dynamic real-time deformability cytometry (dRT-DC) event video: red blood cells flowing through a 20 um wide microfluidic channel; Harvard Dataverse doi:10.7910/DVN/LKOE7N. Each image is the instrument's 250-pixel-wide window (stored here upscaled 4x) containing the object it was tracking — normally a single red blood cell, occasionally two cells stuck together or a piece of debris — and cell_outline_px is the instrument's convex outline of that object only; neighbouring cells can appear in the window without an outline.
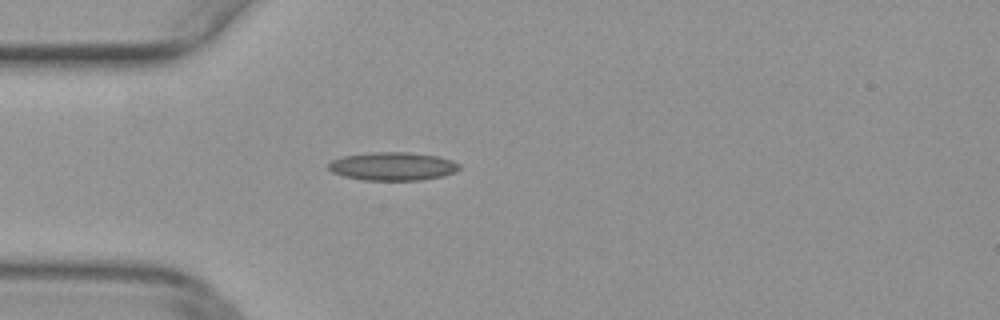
{"species": "common noctule bat (a hibernating species)", "species_latin": "Nyctalus noctula", "temperature_condition": "warm", "stored_images_in_passage": 5, "camera_frame_rate_fps": 3000, "um_per_image_px": 0.085, "animal": {"sex": "female", "body_mass_g": 29.2, "forearm_length_mm": 56.3}, "frame": {"image": 1, "passage_image": 1, "time_ms": 0.0, "image_size_px": [1000, 320], "cell_outline_px": [[460, 168], [456, 172], [444, 176], [420, 180], [364, 180], [344, 176], [332, 172], [328, 168], [328, 164], [332, 160], [340, 156], [372, 152], [408, 152], [436, 156], [452, 160], [460, 164]], "centroid_in_image_um": [33.38, 14.13], "position_along_channel_um": 51.6, "area_um2": 21.68}}